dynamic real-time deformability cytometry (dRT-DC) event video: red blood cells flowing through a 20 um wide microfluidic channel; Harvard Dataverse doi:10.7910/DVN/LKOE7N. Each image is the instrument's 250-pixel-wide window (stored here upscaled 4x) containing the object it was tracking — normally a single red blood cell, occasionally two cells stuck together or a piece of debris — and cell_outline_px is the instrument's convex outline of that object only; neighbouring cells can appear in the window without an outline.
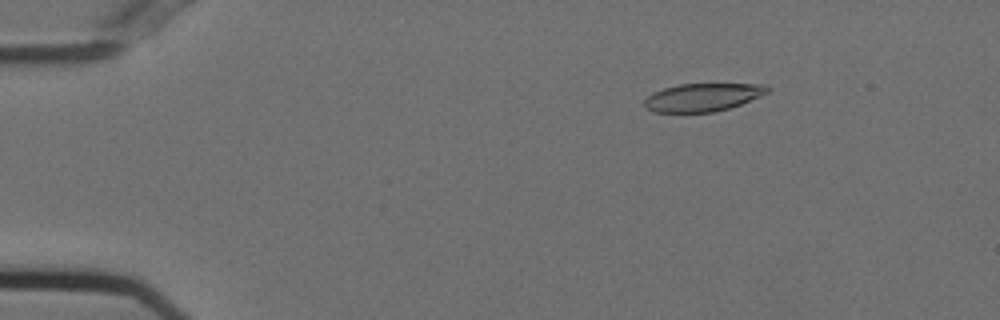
{"species": "Egyptian fruit bat (a non-hibernating species)", "species_latin": "Rousettus aegyptiacus", "temperature_condition": "cold", "stored_images_in_passage": 50, "camera_frame_rate_fps": 3000, "um_per_image_px": 0.085, "animal": {"sex": "female"}, "frame": {"image": 1, "passage_image": 3, "time_ms": 0.667, "image_size_px": [1000, 320], "cell_outline_px": [[772, 88], [768, 92], [760, 96], [740, 104], [728, 108], [712, 112], [656, 112], [648, 108], [644, 104], [644, 100], [652, 92], [664, 88], [680, 84], [764, 84]], "centroid_in_image_um": [59.74, 8.26], "position_along_channel_um": 25.3, "area_um2": 19.88}}
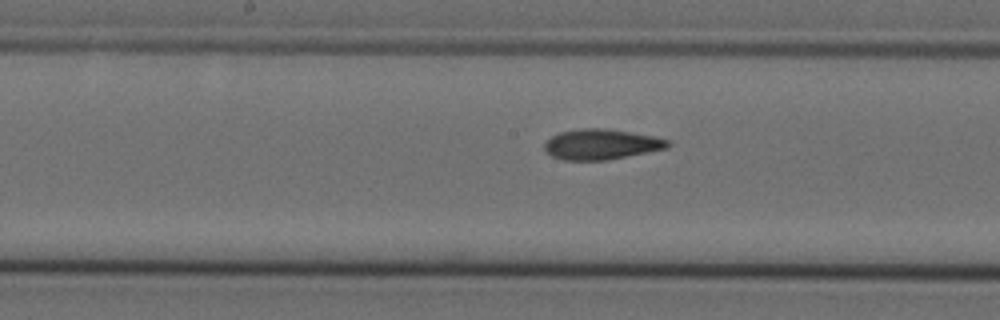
{"frame": {"image": 2, "passage_image": 23, "time_ms": 7.333, "image_size_px": [1000, 320], "cell_outline_px": [[672, 144], [668, 148], [604, 160], [564, 160], [552, 156], [544, 152], [544, 144], [552, 136], [560, 132], [580, 128], [608, 128], [652, 136], [668, 140]], "centroid_in_image_um": [51.08, 12.26], "position_along_channel_um": 197.1, "area_um2": 21.73}}
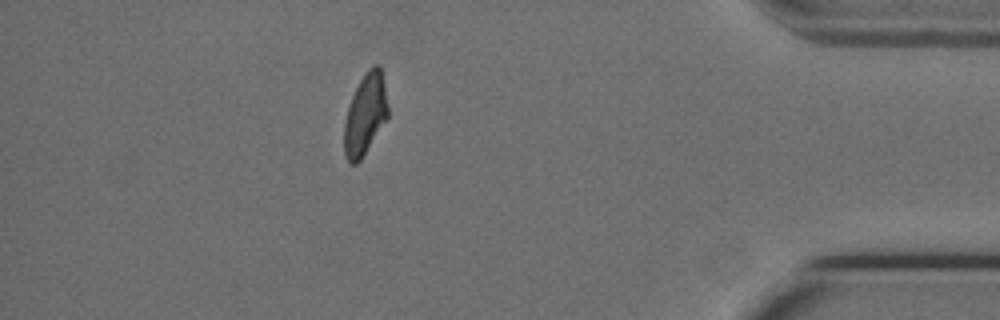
{"frame": {"image": 3, "passage_image": 43, "time_ms": 14.0, "image_size_px": [1000, 320], "cell_outline_px": [[388, 116], [360, 160], [356, 164], [348, 164], [344, 156], [344, 124], [348, 108], [352, 96], [360, 80], [368, 68], [372, 64], [380, 64], [384, 84], [388, 108]], "centroid_in_image_um": [31.03, 9.72], "position_along_channel_um": 404.2, "area_um2": 20.52}}